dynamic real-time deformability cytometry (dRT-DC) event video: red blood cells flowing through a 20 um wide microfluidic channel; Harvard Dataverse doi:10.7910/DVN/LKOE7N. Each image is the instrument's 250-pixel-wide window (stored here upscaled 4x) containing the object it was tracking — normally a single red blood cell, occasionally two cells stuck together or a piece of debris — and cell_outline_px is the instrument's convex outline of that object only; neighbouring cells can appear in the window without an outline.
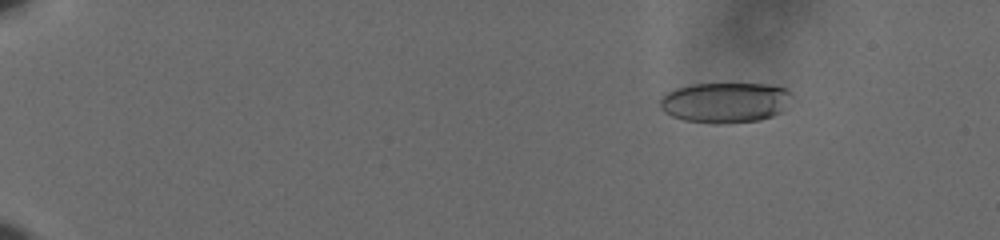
{"species": "human", "species_latin": "Homo sapiens", "temperature_condition": "cold", "stored_images_in_passage": 61, "camera_frame_rate_fps": 3000, "um_per_image_px": 0.085, "donor": {"sex": "male"}, "frame": {"image": 1, "passage_image": 10, "time_ms": 3.0, "image_size_px": [1000, 240], "cell_outline_px": [[792, 92], [780, 112], [772, 116], [760, 120], [728, 124], [716, 124], [684, 120], [672, 116], [664, 112], [660, 108], [660, 96], [676, 88], [692, 84], [768, 84], [784, 88]], "centroid_in_image_um": [61.58, 8.72], "position_along_channel_um": 23.4, "area_um2": 30.98}}
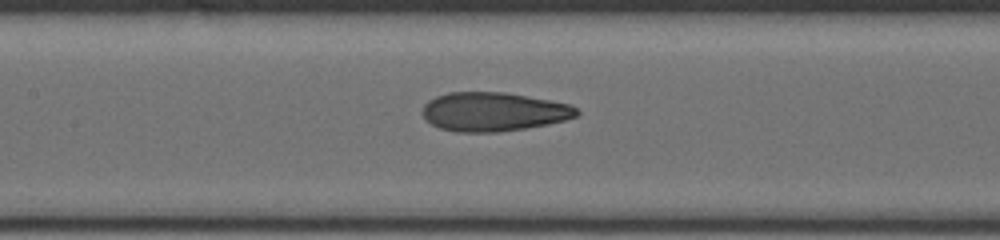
{"frame": {"image": 2, "passage_image": 33, "time_ms": 10.667, "image_size_px": [1000, 240], "cell_outline_px": [[580, 112], [576, 116], [564, 120], [548, 124], [524, 128], [496, 132], [456, 132], [440, 128], [424, 120], [424, 104], [428, 100], [436, 96], [448, 92], [504, 92], [548, 100], [568, 104], [576, 108]], "centroid_in_image_um": [41.91, 9.5], "position_along_channel_um": 165.5, "area_um2": 34.74}}
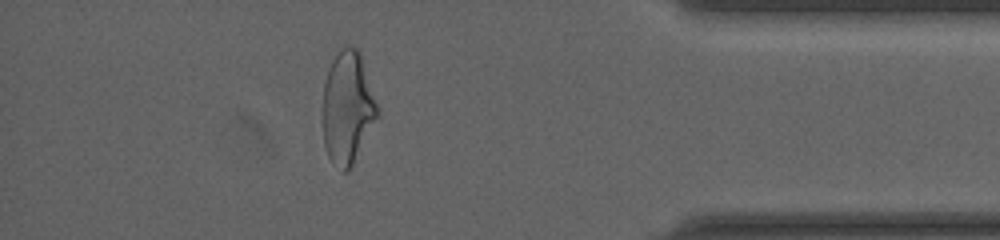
{"frame": {"image": 3, "passage_image": 55, "time_ms": 18.0, "image_size_px": [1000, 240], "cell_outline_px": [[380, 108], [348, 172], [344, 172], [328, 156], [324, 144], [324, 84], [332, 60], [348, 44], [356, 48], [360, 52]], "centroid_in_image_um": [29.56, 9.1], "position_along_channel_um": 405.6, "area_um2": 34.8}, "authors_computed_cell_mechanics": {"area_um2": 34.3332, "velocity_mm_per_s": 3.6389, "shape_relaxation_time_tau1_ms": 8.4065, "shape_relaxation_time_tau2_ms": 1.4011, "deformation_change_tau1": 0.2299, "deformation_change_tau2": 0.0893}}